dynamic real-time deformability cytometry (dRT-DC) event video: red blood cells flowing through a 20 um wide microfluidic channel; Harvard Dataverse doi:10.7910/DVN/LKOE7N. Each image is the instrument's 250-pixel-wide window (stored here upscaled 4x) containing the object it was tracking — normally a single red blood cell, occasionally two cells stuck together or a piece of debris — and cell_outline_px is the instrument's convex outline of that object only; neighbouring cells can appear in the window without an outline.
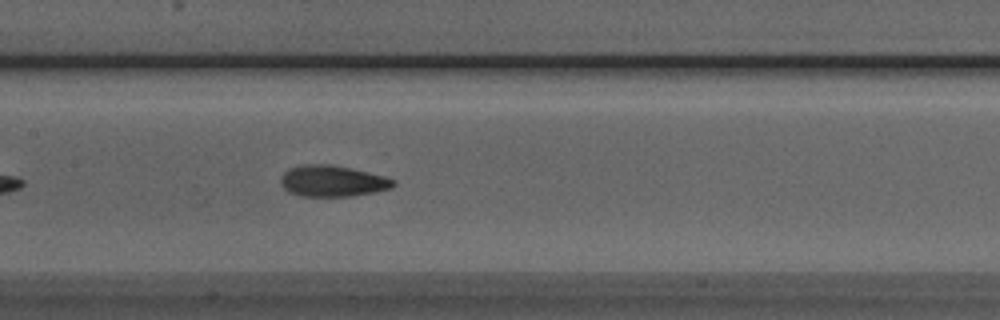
{"species": "Egyptian fruit bat (a non-hibernating species)", "species_latin": "Rousettus aegyptiacus", "temperature_condition": "room temperature", "stored_images_in_passage": 39, "camera_frame_rate_fps": 3000, "um_per_image_px": 0.085, "animal": {"sex": "male"}, "frame": {"image": 1, "passage_image": 13, "time_ms": 4.0, "image_size_px": [1000, 320], "cell_outline_px": [[396, 184], [392, 188], [376, 192], [352, 196], [300, 196], [288, 192], [280, 184], [280, 176], [288, 168], [304, 164], [332, 164], [352, 168], [384, 176], [396, 180]], "centroid_in_image_um": [28.25, 15.38], "position_along_channel_um": 179.1, "area_um2": 20.81}}
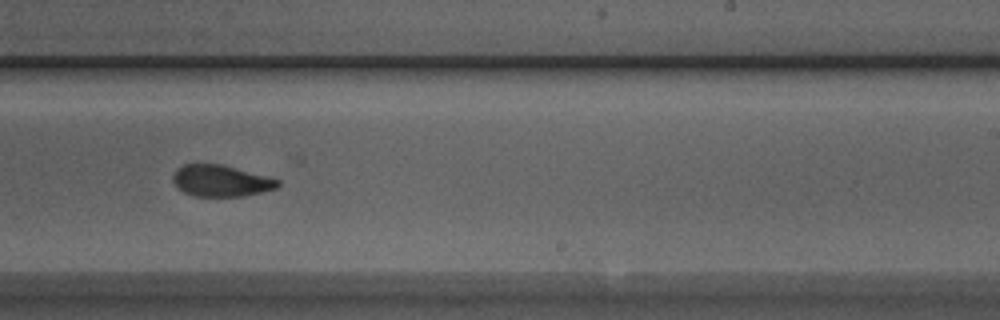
{"frame": {"image": 2, "passage_image": 20, "time_ms": 6.333, "image_size_px": [1000, 320], "cell_outline_px": [[280, 184], [276, 188], [244, 196], [196, 196], [184, 192], [172, 180], [172, 176], [176, 168], [184, 164], [220, 164], [268, 176], [280, 180]], "centroid_in_image_um": [18.78, 15.36], "position_along_channel_um": 270.2, "area_um2": 19.07}}
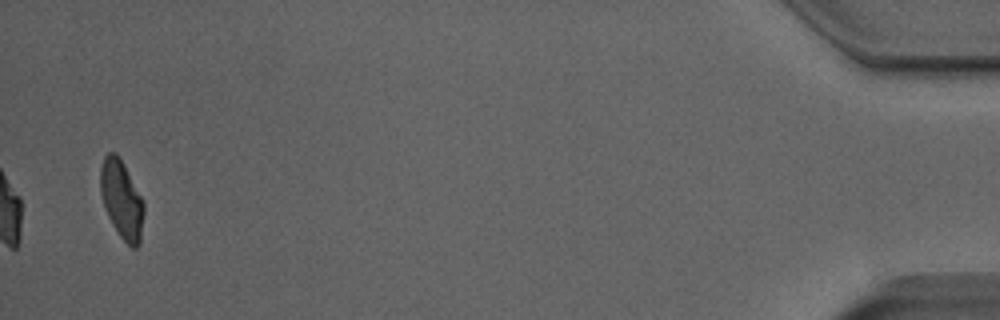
{"frame": {"image": 3, "passage_image": 39, "time_ms": 12.667, "image_size_px": [1000, 320], "cell_outline_px": [[144, 212], [140, 244], [136, 248], [132, 248], [120, 236], [112, 224], [108, 216], [100, 192], [100, 168], [104, 156], [108, 152], [116, 152], [140, 196], [144, 204]], "centroid_in_image_um": [10.33, 16.99], "position_along_channel_um": 424.9, "area_um2": 19.42}, "authors_computed_cell_mechanics": {"area_um2": 20.0566, "velocity_mm_per_s": 3.9228, "shape_relaxation_time_tau1_ms": 4.0895, "shape_relaxation_time_tau2_ms": 1.5818, "deformation_change_tau1": 0.1667, "deformation_change_tau2": 0.0805}}